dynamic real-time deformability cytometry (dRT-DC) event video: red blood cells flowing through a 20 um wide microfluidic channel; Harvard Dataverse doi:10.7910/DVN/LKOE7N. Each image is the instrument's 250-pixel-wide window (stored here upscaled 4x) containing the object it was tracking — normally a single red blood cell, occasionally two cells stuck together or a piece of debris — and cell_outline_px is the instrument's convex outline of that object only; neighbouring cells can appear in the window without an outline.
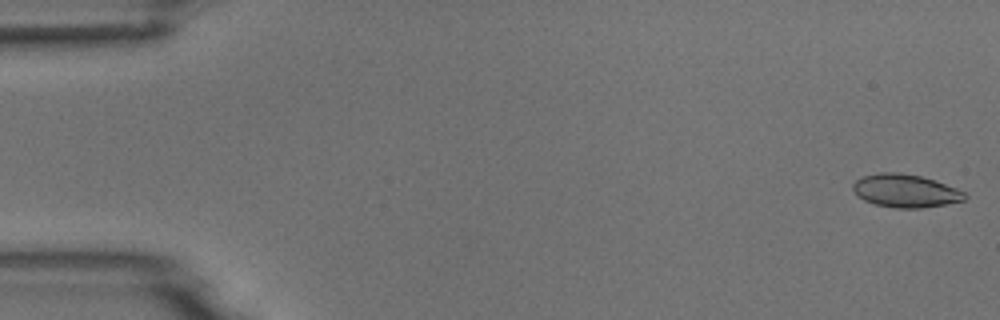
{"species": "common noctule bat (a hibernating species)", "species_latin": "Nyctalus noctula", "temperature_condition": "room temperature", "stored_images_in_passage": 5, "camera_frame_rate_fps": 3000, "um_per_image_px": 0.085, "animal": {"sex": "male", "body_mass_g": 18.8}, "frame": {"image": 1, "passage_image": 1, "time_ms": 0.0, "image_size_px": [1000, 320], "cell_outline_px": [[968, 196], [964, 200], [944, 204], [920, 208], [896, 208], [876, 204], [864, 200], [852, 188], [852, 184], [856, 180], [864, 176], [880, 172], [896, 172], [920, 176], [956, 188], [964, 192]], "centroid_in_image_um": [76.95, 16.22], "position_along_channel_um": 8.0, "area_um2": 21.15}}
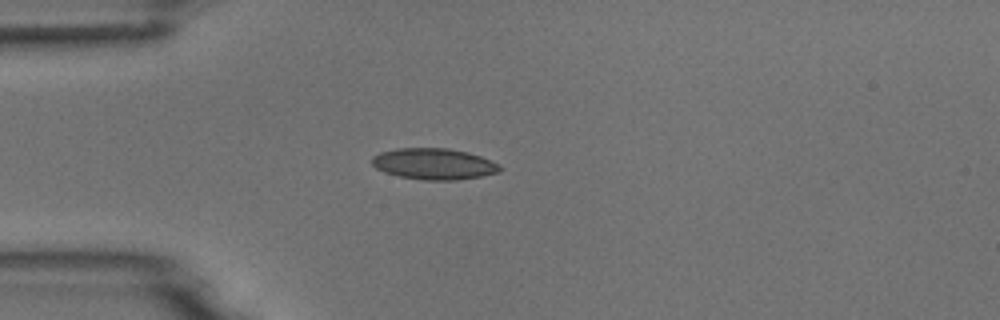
{"frame": {"image": 2, "passage_image": 4, "time_ms": 4.333, "image_size_px": [1000, 320], "cell_outline_px": [[504, 168], [500, 172], [480, 176], [456, 180], [424, 180], [400, 176], [384, 172], [376, 168], [372, 164], [372, 156], [380, 152], [396, 148], [448, 148], [468, 152], [480, 156], [500, 164]], "centroid_in_image_um": [36.9, 13.93], "position_along_channel_um": 48.1, "area_um2": 23.35}}